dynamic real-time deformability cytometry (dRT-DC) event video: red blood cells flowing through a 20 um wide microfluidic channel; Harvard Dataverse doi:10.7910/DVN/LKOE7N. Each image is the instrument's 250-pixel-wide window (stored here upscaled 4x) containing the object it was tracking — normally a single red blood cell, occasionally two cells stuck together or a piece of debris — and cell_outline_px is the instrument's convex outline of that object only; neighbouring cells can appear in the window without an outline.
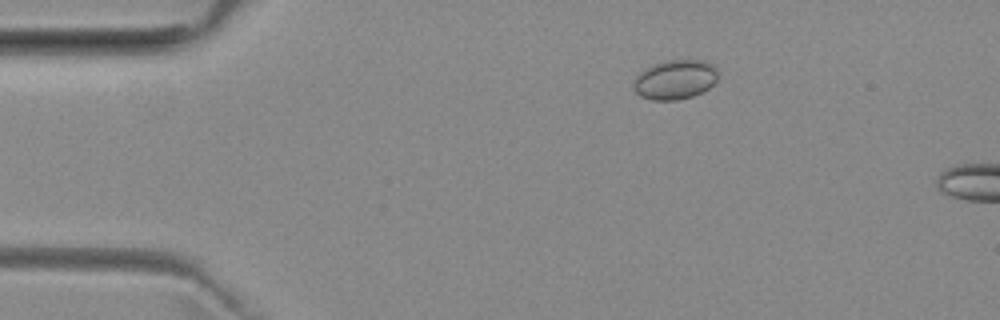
{"species": "common noctule bat (a hibernating species)", "species_latin": "Nyctalus noctula", "temperature_condition": "room temperature", "stored_images_in_passage": 16, "camera_frame_rate_fps": 3000, "um_per_image_px": 0.085, "animal": {"sex": "female", "body_mass_g": 29.2, "forearm_length_mm": 56.3}, "frame": {"image": 1, "passage_image": 10, "time_ms": 3.0, "image_size_px": [1000, 320], "cell_outline_px": [[720, 72], [716, 80], [704, 92], [692, 96], [676, 100], [652, 100], [640, 96], [632, 88], [632, 84], [636, 76], [640, 72], [656, 64], [668, 60], [704, 60], [712, 64]], "centroid_in_image_um": [57.4, 6.77], "position_along_channel_um": 27.6, "area_um2": 19.48}}